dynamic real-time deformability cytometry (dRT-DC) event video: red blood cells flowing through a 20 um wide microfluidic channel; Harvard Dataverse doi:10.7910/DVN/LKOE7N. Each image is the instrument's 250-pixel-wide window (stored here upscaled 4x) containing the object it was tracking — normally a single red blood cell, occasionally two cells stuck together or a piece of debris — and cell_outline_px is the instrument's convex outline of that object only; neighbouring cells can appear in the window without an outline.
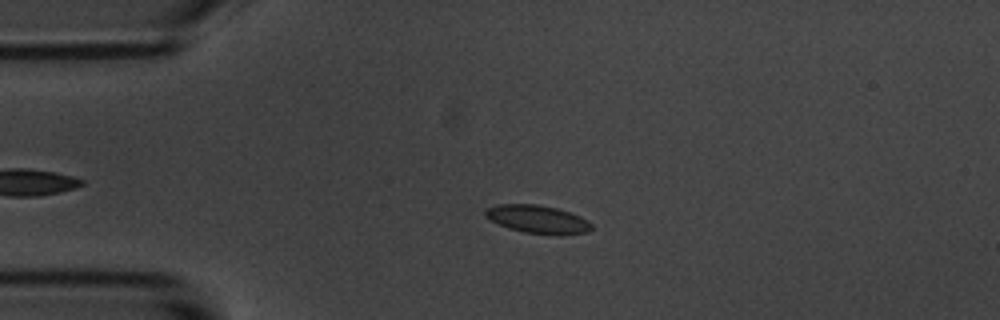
{"species": "common noctule bat (a hibernating species)", "species_latin": "Nyctalus noctula", "temperature_condition": "room temperature", "stored_images_in_passage": 45, "camera_frame_rate_fps": 3000, "um_per_image_px": 0.085, "animal": {"sex": "male", "body_mass_g": 20.1, "forearm_length_mm": 53.5}, "frame": {"image": 1, "passage_image": 12, "time_ms": 3.667, "image_size_px": [1000, 320], "cell_outline_px": [[592, 228], [588, 232], [560, 236], [556, 236], [524, 232], [508, 228], [484, 216], [484, 212], [488, 208], [496, 204], [536, 204], [556, 208], [580, 216], [592, 224]], "centroid_in_image_um": [45.72, 18.65], "position_along_channel_um": 39.3, "area_um2": 17.46}}
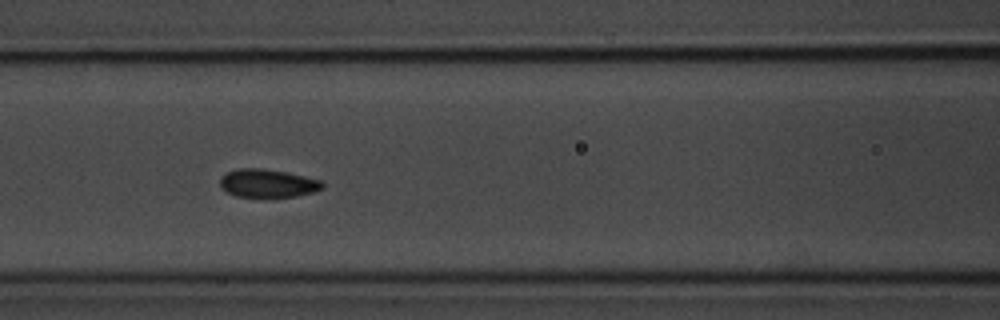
{"frame": {"image": 2, "passage_image": 23, "time_ms": 7.333, "image_size_px": [1000, 320], "cell_outline_px": [[324, 188], [312, 192], [296, 196], [268, 200], [264, 200], [236, 196], [220, 188], [220, 176], [224, 172], [236, 168], [264, 168], [288, 172], [320, 180], [324, 184]], "centroid_in_image_um": [22.7, 15.61], "position_along_channel_um": 143.9, "area_um2": 17.8}}
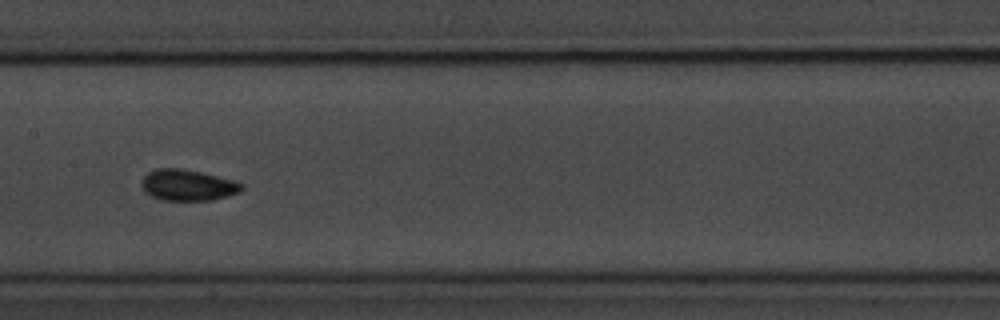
{"frame": {"image": 3, "passage_image": 27, "time_ms": 8.667, "image_size_px": [1000, 320], "cell_outline_px": [[244, 188], [240, 192], [228, 196], [212, 200], [160, 200], [144, 192], [144, 176], [148, 172], [156, 168], [180, 168], [200, 172], [236, 180], [244, 184]], "centroid_in_image_um": [16.02, 15.73], "position_along_channel_um": 191.4, "area_um2": 18.15}, "authors_computed_cell_mechanics": {"area_um2": 17.2822, "velocity_mm_per_s": 3.5715, "shape_relaxation_time_tau1_ms": null, "shape_relaxation_time_tau2_ms": 0.9652, "deformation_change_tau1": null, "deformation_change_tau2": 0.0604}}